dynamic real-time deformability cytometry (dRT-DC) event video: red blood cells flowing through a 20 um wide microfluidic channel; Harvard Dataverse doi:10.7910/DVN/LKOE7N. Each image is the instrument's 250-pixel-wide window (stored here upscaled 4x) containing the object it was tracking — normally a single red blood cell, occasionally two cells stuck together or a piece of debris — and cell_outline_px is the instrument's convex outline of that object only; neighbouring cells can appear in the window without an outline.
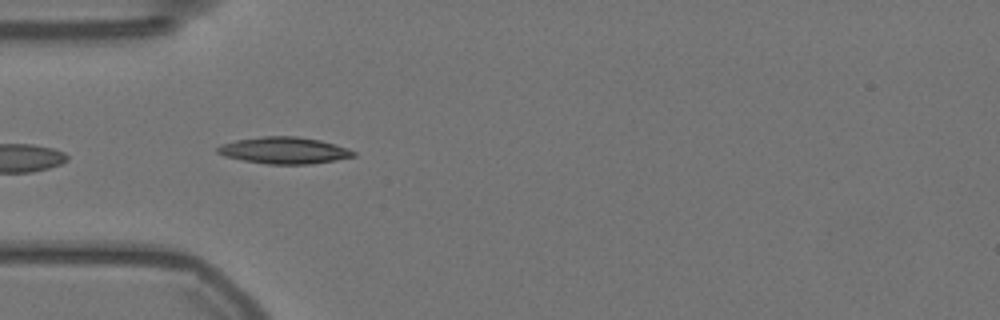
{"species": "Egyptian fruit bat (a non-hibernating species)", "species_latin": "Rousettus aegyptiacus", "temperature_condition": "warm", "stored_images_in_passage": 26, "camera_frame_rate_fps": 3000, "um_per_image_px": 0.085, "animal": {"sex": "female"}, "frame": {"image": 1, "passage_image": 3, "time_ms": 0.667, "image_size_px": [1000, 320], "cell_outline_px": [[356, 156], [336, 160], [312, 164], [268, 164], [244, 160], [224, 156], [216, 152], [216, 148], [220, 144], [236, 140], [264, 136], [296, 136], [320, 140], [336, 144], [348, 148], [356, 152]], "centroid_in_image_um": [24.17, 12.78], "position_along_channel_um": 60.8, "area_um2": 21.21}}
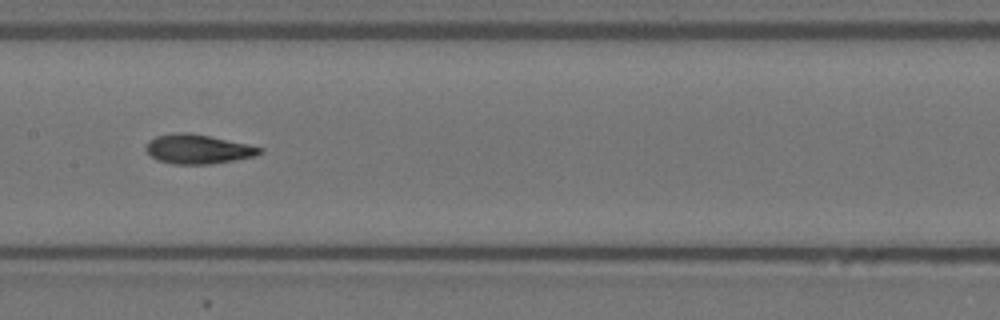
{"frame": {"image": 2, "passage_image": 14, "time_ms": 4.333, "image_size_px": [1000, 320], "cell_outline_px": [[264, 152], [256, 156], [208, 164], [172, 164], [156, 160], [144, 148], [148, 140], [156, 136], [176, 132], [188, 132], [248, 144], [264, 148]], "centroid_in_image_um": [16.81, 12.67], "position_along_channel_um": 190.6, "area_um2": 19.48}}
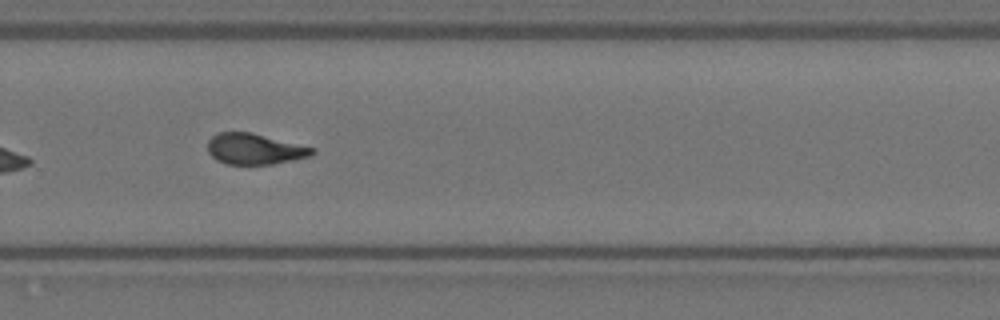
{"frame": {"image": 3, "passage_image": 24, "time_ms": 7.667, "image_size_px": [1000, 320], "cell_outline_px": [[316, 152], [308, 156], [292, 160], [272, 164], [224, 164], [216, 160], [208, 152], [208, 140], [216, 132], [252, 132], [316, 148]], "centroid_in_image_um": [21.63, 12.65], "position_along_channel_um": 308.2, "area_um2": 18.9}}